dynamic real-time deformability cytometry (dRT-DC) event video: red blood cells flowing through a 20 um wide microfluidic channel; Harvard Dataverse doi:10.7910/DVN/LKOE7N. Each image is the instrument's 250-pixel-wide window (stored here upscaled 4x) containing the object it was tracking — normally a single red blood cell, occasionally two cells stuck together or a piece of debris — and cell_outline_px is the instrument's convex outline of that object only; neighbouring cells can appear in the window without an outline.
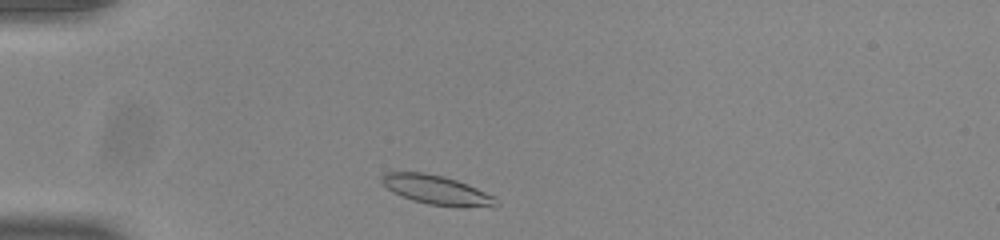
{"species": "common noctule bat (a hibernating species)", "species_latin": "Nyctalus noctula", "temperature_condition": "room temperature", "stored_images_in_passage": 34, "camera_frame_rate_fps": 3000, "um_per_image_px": 0.085, "animal": {"sex": "male", "body_mass_g": 20.0, "forearm_length_mm": 53.3}, "frame": {"image": 1, "passage_image": 2, "time_ms": 0.333, "image_size_px": [1000, 240], "cell_outline_px": [[500, 204], [496, 208], [464, 208], [428, 204], [412, 200], [400, 196], [392, 192], [380, 180], [380, 176], [384, 172], [424, 172], [444, 176], [468, 184], [492, 196]], "centroid_in_image_um": [37.14, 16.17], "position_along_channel_um": 47.9, "area_um2": 19.88}}
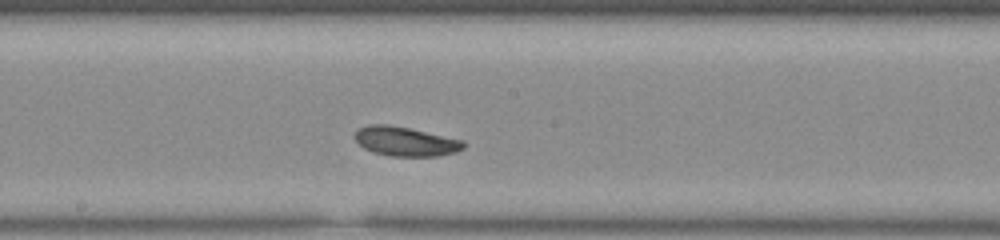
{"frame": {"image": 2, "passage_image": 17, "time_ms": 5.333, "image_size_px": [1000, 240], "cell_outline_px": [[464, 148], [456, 152], [440, 156], [388, 156], [372, 152], [364, 148], [352, 136], [356, 128], [368, 124], [388, 124], [408, 128], [464, 140]], "centroid_in_image_um": [34.42, 12.02], "position_along_channel_um": 213.8, "area_um2": 18.79}}
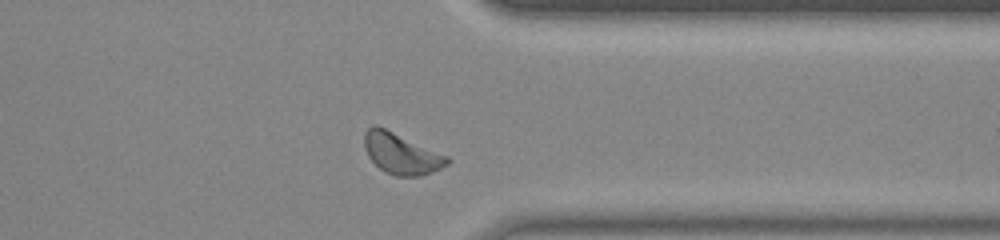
{"frame": {"image": 3, "passage_image": 30, "time_ms": 9.667, "image_size_px": [1000, 240], "cell_outline_px": [[452, 160], [448, 164], [432, 172], [420, 176], [396, 176], [384, 172], [368, 156], [364, 148], [364, 132], [372, 124], [376, 124], [448, 156]], "centroid_in_image_um": [34.09, 13.05], "position_along_channel_um": 377.3, "area_um2": 19.77}, "authors_computed_cell_mechanics": {"area_um2": 18.5827, "velocity_mm_per_s": 3.8273, "shape_relaxation_time_tau1_ms": 1.8626, "shape_relaxation_time_tau2_ms": null, "deformation_change_tau1": 0.0885, "deformation_change_tau2": null}}